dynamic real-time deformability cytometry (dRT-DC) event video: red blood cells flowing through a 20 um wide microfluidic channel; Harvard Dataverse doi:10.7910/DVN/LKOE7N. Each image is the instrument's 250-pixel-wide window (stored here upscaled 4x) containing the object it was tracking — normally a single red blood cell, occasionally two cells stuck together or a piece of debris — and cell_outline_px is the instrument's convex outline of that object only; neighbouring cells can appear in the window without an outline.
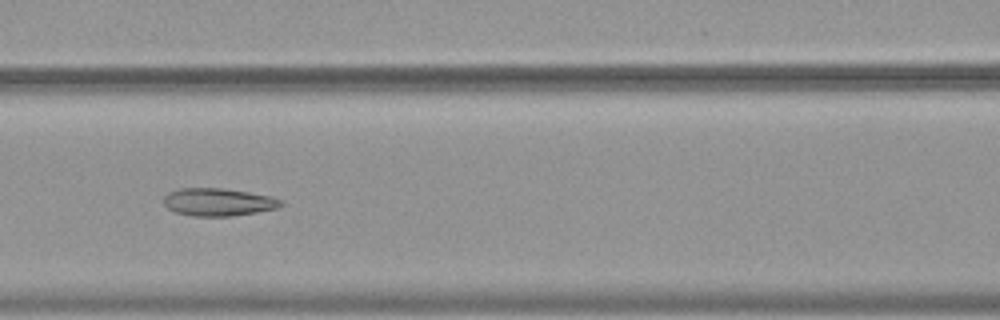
{"species": "common noctule bat (a hibernating species)", "species_latin": "Nyctalus noctula", "temperature_condition": "warm", "stored_images_in_passage": 19, "camera_frame_rate_fps": 3000, "um_per_image_px": 0.085, "animal": {"sex": "female", "body_mass_g": 19.9}, "frame": {"image": 1, "passage_image": 9, "time_ms": 2.667, "image_size_px": [1000, 320], "cell_outline_px": [[284, 204], [276, 208], [256, 212], [232, 216], [192, 216], [176, 212], [168, 208], [164, 204], [164, 196], [168, 192], [180, 188], [224, 188], [272, 196], [284, 200]], "centroid_in_image_um": [18.57, 17.17], "position_along_channel_um": 148.0, "area_um2": 19.02}}